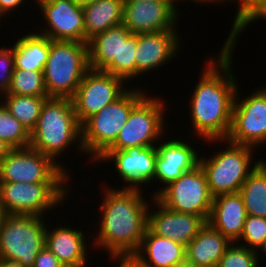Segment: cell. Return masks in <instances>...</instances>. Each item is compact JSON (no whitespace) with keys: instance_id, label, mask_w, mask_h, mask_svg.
I'll return each instance as SVG.
<instances>
[{"instance_id":"f546056e","label":"cell","mask_w":266,"mask_h":267,"mask_svg":"<svg viewBox=\"0 0 266 267\" xmlns=\"http://www.w3.org/2000/svg\"><path fill=\"white\" fill-rule=\"evenodd\" d=\"M5 94L48 96L43 71L15 69L9 90Z\"/></svg>"},{"instance_id":"d6986e66","label":"cell","mask_w":266,"mask_h":267,"mask_svg":"<svg viewBox=\"0 0 266 267\" xmlns=\"http://www.w3.org/2000/svg\"><path fill=\"white\" fill-rule=\"evenodd\" d=\"M206 223L207 220L200 215L170 210L155 197L152 198L148 209L147 228L159 237L171 239L184 246L198 235Z\"/></svg>"},{"instance_id":"e575fe53","label":"cell","mask_w":266,"mask_h":267,"mask_svg":"<svg viewBox=\"0 0 266 267\" xmlns=\"http://www.w3.org/2000/svg\"><path fill=\"white\" fill-rule=\"evenodd\" d=\"M15 70L14 46L0 47V94L7 93L11 84L12 74Z\"/></svg>"},{"instance_id":"e0dca14e","label":"cell","mask_w":266,"mask_h":267,"mask_svg":"<svg viewBox=\"0 0 266 267\" xmlns=\"http://www.w3.org/2000/svg\"><path fill=\"white\" fill-rule=\"evenodd\" d=\"M180 11L174 0L124 2L122 24L134 34L174 30L183 16Z\"/></svg>"},{"instance_id":"7bdbcfd3","label":"cell","mask_w":266,"mask_h":267,"mask_svg":"<svg viewBox=\"0 0 266 267\" xmlns=\"http://www.w3.org/2000/svg\"><path fill=\"white\" fill-rule=\"evenodd\" d=\"M4 216H5V213L0 209V232H1V227H2Z\"/></svg>"},{"instance_id":"83f0119b","label":"cell","mask_w":266,"mask_h":267,"mask_svg":"<svg viewBox=\"0 0 266 267\" xmlns=\"http://www.w3.org/2000/svg\"><path fill=\"white\" fill-rule=\"evenodd\" d=\"M48 96L3 94L1 103L29 132L35 127Z\"/></svg>"},{"instance_id":"9c48e42d","label":"cell","mask_w":266,"mask_h":267,"mask_svg":"<svg viewBox=\"0 0 266 267\" xmlns=\"http://www.w3.org/2000/svg\"><path fill=\"white\" fill-rule=\"evenodd\" d=\"M47 217L5 214L0 232V259L33 267L45 247Z\"/></svg>"},{"instance_id":"277c9868","label":"cell","mask_w":266,"mask_h":267,"mask_svg":"<svg viewBox=\"0 0 266 267\" xmlns=\"http://www.w3.org/2000/svg\"><path fill=\"white\" fill-rule=\"evenodd\" d=\"M206 146L218 143V151L206 154L202 149L200 154L199 165L206 175L208 187L211 195L237 193L240 191L248 175L262 161L257 159L255 153L257 150L250 146H244L230 142L228 139L206 140ZM222 143H224L222 145ZM225 146L224 148L222 146ZM257 160V161H256Z\"/></svg>"},{"instance_id":"d6a6232c","label":"cell","mask_w":266,"mask_h":267,"mask_svg":"<svg viewBox=\"0 0 266 267\" xmlns=\"http://www.w3.org/2000/svg\"><path fill=\"white\" fill-rule=\"evenodd\" d=\"M237 243L260 252L266 244V218L247 215L243 232Z\"/></svg>"},{"instance_id":"52a82bcc","label":"cell","mask_w":266,"mask_h":267,"mask_svg":"<svg viewBox=\"0 0 266 267\" xmlns=\"http://www.w3.org/2000/svg\"><path fill=\"white\" fill-rule=\"evenodd\" d=\"M163 97L160 96V93L157 96V94L152 95L151 92H148L133 107L115 142L107 150L156 146L168 134L166 127L170 126L167 118L165 119L166 113L169 114V108H167V101Z\"/></svg>"},{"instance_id":"ba28073f","label":"cell","mask_w":266,"mask_h":267,"mask_svg":"<svg viewBox=\"0 0 266 267\" xmlns=\"http://www.w3.org/2000/svg\"><path fill=\"white\" fill-rule=\"evenodd\" d=\"M70 184L0 182V209L5 214L48 216L53 212L54 215L53 210L60 208L71 195Z\"/></svg>"},{"instance_id":"f1b7e54d","label":"cell","mask_w":266,"mask_h":267,"mask_svg":"<svg viewBox=\"0 0 266 267\" xmlns=\"http://www.w3.org/2000/svg\"><path fill=\"white\" fill-rule=\"evenodd\" d=\"M176 5L178 6V3L181 4L182 0H174ZM191 2L196 5H203L207 3L208 4H219L220 6L229 4L228 2L233 3V5H236V13L233 16L234 21L231 23L232 27L230 29V32L228 33V38L226 39H234L238 40L241 37V34H243V31L248 30V26L251 27V24L254 22V0H183V2ZM178 2V3H177ZM200 2V4H199Z\"/></svg>"},{"instance_id":"6da1fadb","label":"cell","mask_w":266,"mask_h":267,"mask_svg":"<svg viewBox=\"0 0 266 267\" xmlns=\"http://www.w3.org/2000/svg\"><path fill=\"white\" fill-rule=\"evenodd\" d=\"M240 40L226 39L220 51L206 61L194 89L190 90V133L201 140L227 139L232 126L233 104L239 86L233 71L234 51ZM212 56V57H211ZM192 95V96H191ZM201 138V139H200Z\"/></svg>"},{"instance_id":"4fadbf2b","label":"cell","mask_w":266,"mask_h":267,"mask_svg":"<svg viewBox=\"0 0 266 267\" xmlns=\"http://www.w3.org/2000/svg\"><path fill=\"white\" fill-rule=\"evenodd\" d=\"M127 85L121 77L89 69L71 98L79 124L119 99L131 87Z\"/></svg>"},{"instance_id":"d4e9b609","label":"cell","mask_w":266,"mask_h":267,"mask_svg":"<svg viewBox=\"0 0 266 267\" xmlns=\"http://www.w3.org/2000/svg\"><path fill=\"white\" fill-rule=\"evenodd\" d=\"M31 31L19 33L22 35L14 40L15 69L44 71L50 50V38L33 29Z\"/></svg>"},{"instance_id":"f6af8a7d","label":"cell","mask_w":266,"mask_h":267,"mask_svg":"<svg viewBox=\"0 0 266 267\" xmlns=\"http://www.w3.org/2000/svg\"><path fill=\"white\" fill-rule=\"evenodd\" d=\"M124 2H145L147 0H123ZM148 1H152V0H148Z\"/></svg>"},{"instance_id":"5b68a950","label":"cell","mask_w":266,"mask_h":267,"mask_svg":"<svg viewBox=\"0 0 266 267\" xmlns=\"http://www.w3.org/2000/svg\"><path fill=\"white\" fill-rule=\"evenodd\" d=\"M139 83L81 125V143L91 165L115 142L133 107L147 94ZM133 88V89H132Z\"/></svg>"},{"instance_id":"ffe728a7","label":"cell","mask_w":266,"mask_h":267,"mask_svg":"<svg viewBox=\"0 0 266 267\" xmlns=\"http://www.w3.org/2000/svg\"><path fill=\"white\" fill-rule=\"evenodd\" d=\"M47 221L45 246L59 259L64 266L87 267L90 266L88 254L92 244L90 233L83 232L74 226H66L58 221L52 225ZM60 223V225H59ZM89 235V236H88ZM89 240V241H88ZM91 242V243H89ZM90 244V245H89ZM90 246V248H89ZM89 260V261H88Z\"/></svg>"},{"instance_id":"ab89813d","label":"cell","mask_w":266,"mask_h":267,"mask_svg":"<svg viewBox=\"0 0 266 267\" xmlns=\"http://www.w3.org/2000/svg\"><path fill=\"white\" fill-rule=\"evenodd\" d=\"M13 150L5 141L0 139V162Z\"/></svg>"},{"instance_id":"603a6c76","label":"cell","mask_w":266,"mask_h":267,"mask_svg":"<svg viewBox=\"0 0 266 267\" xmlns=\"http://www.w3.org/2000/svg\"><path fill=\"white\" fill-rule=\"evenodd\" d=\"M151 267H175L186 262V246L145 231L136 251Z\"/></svg>"},{"instance_id":"c3c4849f","label":"cell","mask_w":266,"mask_h":267,"mask_svg":"<svg viewBox=\"0 0 266 267\" xmlns=\"http://www.w3.org/2000/svg\"><path fill=\"white\" fill-rule=\"evenodd\" d=\"M194 267H216V266L199 265V266H194Z\"/></svg>"},{"instance_id":"bcb514c9","label":"cell","mask_w":266,"mask_h":267,"mask_svg":"<svg viewBox=\"0 0 266 267\" xmlns=\"http://www.w3.org/2000/svg\"><path fill=\"white\" fill-rule=\"evenodd\" d=\"M259 253H262L263 257H266V244H265L264 248L262 249V251H260Z\"/></svg>"},{"instance_id":"3957f363","label":"cell","mask_w":266,"mask_h":267,"mask_svg":"<svg viewBox=\"0 0 266 267\" xmlns=\"http://www.w3.org/2000/svg\"><path fill=\"white\" fill-rule=\"evenodd\" d=\"M29 147L50 157L72 175L60 158H64V154H68L66 152L70 153L71 147H76L78 154L85 156V152L81 143V125L70 98L48 97L45 100L40 117L30 132Z\"/></svg>"},{"instance_id":"f35d334b","label":"cell","mask_w":266,"mask_h":267,"mask_svg":"<svg viewBox=\"0 0 266 267\" xmlns=\"http://www.w3.org/2000/svg\"><path fill=\"white\" fill-rule=\"evenodd\" d=\"M266 22V0H254V23Z\"/></svg>"},{"instance_id":"7a4b0ae2","label":"cell","mask_w":266,"mask_h":267,"mask_svg":"<svg viewBox=\"0 0 266 267\" xmlns=\"http://www.w3.org/2000/svg\"><path fill=\"white\" fill-rule=\"evenodd\" d=\"M101 185L104 186H100L103 196L97 208L100 215L98 223H95L98 226L94 227L98 228L95 233L91 232L92 251L101 249V253L107 251L108 256L136 252L147 229L148 209L153 196H145L143 192L146 189L142 188H113L107 182ZM146 197L151 198L146 201Z\"/></svg>"},{"instance_id":"8fae6325","label":"cell","mask_w":266,"mask_h":267,"mask_svg":"<svg viewBox=\"0 0 266 267\" xmlns=\"http://www.w3.org/2000/svg\"><path fill=\"white\" fill-rule=\"evenodd\" d=\"M70 175L31 147L13 149L0 162V182L67 183Z\"/></svg>"},{"instance_id":"74e56055","label":"cell","mask_w":266,"mask_h":267,"mask_svg":"<svg viewBox=\"0 0 266 267\" xmlns=\"http://www.w3.org/2000/svg\"><path fill=\"white\" fill-rule=\"evenodd\" d=\"M27 1L28 0H0V27L2 25L1 21L3 20V18L7 19L6 17L10 16V13L13 12H15V14L18 13L16 10L18 9L20 10L21 7H24L26 9V7L23 5H26ZM30 1L31 3L33 2V0H29L27 4L32 6Z\"/></svg>"},{"instance_id":"4316f807","label":"cell","mask_w":266,"mask_h":267,"mask_svg":"<svg viewBox=\"0 0 266 267\" xmlns=\"http://www.w3.org/2000/svg\"><path fill=\"white\" fill-rule=\"evenodd\" d=\"M247 215L266 218V160L263 159L248 175L240 188Z\"/></svg>"},{"instance_id":"484cf974","label":"cell","mask_w":266,"mask_h":267,"mask_svg":"<svg viewBox=\"0 0 266 267\" xmlns=\"http://www.w3.org/2000/svg\"><path fill=\"white\" fill-rule=\"evenodd\" d=\"M123 0H99L83 7L85 43L123 20Z\"/></svg>"},{"instance_id":"ac0fdd59","label":"cell","mask_w":266,"mask_h":267,"mask_svg":"<svg viewBox=\"0 0 266 267\" xmlns=\"http://www.w3.org/2000/svg\"><path fill=\"white\" fill-rule=\"evenodd\" d=\"M180 33L178 29H174L137 34V48L134 53L137 80L142 75L147 76L157 69H162L163 66L171 63L172 59L177 58L178 53L181 54L182 43H185V39Z\"/></svg>"},{"instance_id":"b9f144b4","label":"cell","mask_w":266,"mask_h":267,"mask_svg":"<svg viewBox=\"0 0 266 267\" xmlns=\"http://www.w3.org/2000/svg\"><path fill=\"white\" fill-rule=\"evenodd\" d=\"M76 4H78L80 7H84L89 5L90 3H94L99 0H74Z\"/></svg>"},{"instance_id":"2e32d148","label":"cell","mask_w":266,"mask_h":267,"mask_svg":"<svg viewBox=\"0 0 266 267\" xmlns=\"http://www.w3.org/2000/svg\"><path fill=\"white\" fill-rule=\"evenodd\" d=\"M157 151L156 146L132 147L126 150H106L94 163H114L117 177L124 186L117 188L144 189L154 180ZM107 162V165H106ZM145 186V187H143Z\"/></svg>"},{"instance_id":"7c38bea8","label":"cell","mask_w":266,"mask_h":267,"mask_svg":"<svg viewBox=\"0 0 266 267\" xmlns=\"http://www.w3.org/2000/svg\"><path fill=\"white\" fill-rule=\"evenodd\" d=\"M155 198L172 211L200 215L206 220L213 203L206 175L200 165L169 183Z\"/></svg>"},{"instance_id":"4dcf8cb0","label":"cell","mask_w":266,"mask_h":267,"mask_svg":"<svg viewBox=\"0 0 266 267\" xmlns=\"http://www.w3.org/2000/svg\"><path fill=\"white\" fill-rule=\"evenodd\" d=\"M0 139L13 149H23L30 145V132L0 103Z\"/></svg>"},{"instance_id":"5bb4252c","label":"cell","mask_w":266,"mask_h":267,"mask_svg":"<svg viewBox=\"0 0 266 267\" xmlns=\"http://www.w3.org/2000/svg\"><path fill=\"white\" fill-rule=\"evenodd\" d=\"M167 135L169 136L167 137ZM167 135L156 145L155 177L151 187L153 188L154 182L156 184L159 182L158 184L162 187L159 186L158 190L153 189V197L169 183L177 180L185 172L191 171L199 165L201 153L199 150L201 149L197 150V146L193 144V141H189V135L186 134L187 138L183 135L177 138L176 135L173 136L169 132Z\"/></svg>"},{"instance_id":"8992f818","label":"cell","mask_w":266,"mask_h":267,"mask_svg":"<svg viewBox=\"0 0 266 267\" xmlns=\"http://www.w3.org/2000/svg\"><path fill=\"white\" fill-rule=\"evenodd\" d=\"M89 69L88 43L50 39L43 71L48 97L71 99Z\"/></svg>"},{"instance_id":"1f68e13d","label":"cell","mask_w":266,"mask_h":267,"mask_svg":"<svg viewBox=\"0 0 266 267\" xmlns=\"http://www.w3.org/2000/svg\"><path fill=\"white\" fill-rule=\"evenodd\" d=\"M137 48V34L132 33L126 40H122L120 62H111L103 71L123 78L127 83L136 80L135 50Z\"/></svg>"},{"instance_id":"cb8c5ba5","label":"cell","mask_w":266,"mask_h":267,"mask_svg":"<svg viewBox=\"0 0 266 267\" xmlns=\"http://www.w3.org/2000/svg\"><path fill=\"white\" fill-rule=\"evenodd\" d=\"M131 31L123 24L107 29L88 42L89 67L104 70L111 62H120L122 40H126Z\"/></svg>"},{"instance_id":"7402d4cb","label":"cell","mask_w":266,"mask_h":267,"mask_svg":"<svg viewBox=\"0 0 266 267\" xmlns=\"http://www.w3.org/2000/svg\"><path fill=\"white\" fill-rule=\"evenodd\" d=\"M231 242L208 223L186 246V262L194 265L217 266Z\"/></svg>"},{"instance_id":"836d02e7","label":"cell","mask_w":266,"mask_h":267,"mask_svg":"<svg viewBox=\"0 0 266 267\" xmlns=\"http://www.w3.org/2000/svg\"><path fill=\"white\" fill-rule=\"evenodd\" d=\"M260 253L237 242L231 243L216 267H255Z\"/></svg>"},{"instance_id":"60d3db41","label":"cell","mask_w":266,"mask_h":267,"mask_svg":"<svg viewBox=\"0 0 266 267\" xmlns=\"http://www.w3.org/2000/svg\"><path fill=\"white\" fill-rule=\"evenodd\" d=\"M0 267H24V266L19 262L0 259Z\"/></svg>"},{"instance_id":"8d00e7d4","label":"cell","mask_w":266,"mask_h":267,"mask_svg":"<svg viewBox=\"0 0 266 267\" xmlns=\"http://www.w3.org/2000/svg\"><path fill=\"white\" fill-rule=\"evenodd\" d=\"M59 259L45 246L36 256L33 267H62Z\"/></svg>"},{"instance_id":"d590c367","label":"cell","mask_w":266,"mask_h":267,"mask_svg":"<svg viewBox=\"0 0 266 267\" xmlns=\"http://www.w3.org/2000/svg\"><path fill=\"white\" fill-rule=\"evenodd\" d=\"M111 263H117V267H151L139 254L136 252L116 253L109 256ZM114 260V261H113Z\"/></svg>"},{"instance_id":"7dc6e473","label":"cell","mask_w":266,"mask_h":267,"mask_svg":"<svg viewBox=\"0 0 266 267\" xmlns=\"http://www.w3.org/2000/svg\"><path fill=\"white\" fill-rule=\"evenodd\" d=\"M260 259H261V260H260ZM260 259L257 261V263H256L255 267H259V266H260L259 264L261 263V261H262L263 257H262V258L260 257Z\"/></svg>"},{"instance_id":"9a60e30c","label":"cell","mask_w":266,"mask_h":267,"mask_svg":"<svg viewBox=\"0 0 266 267\" xmlns=\"http://www.w3.org/2000/svg\"><path fill=\"white\" fill-rule=\"evenodd\" d=\"M35 3L43 22V26L35 24L40 30L35 28V32L51 40L85 42L83 7L74 0H37Z\"/></svg>"},{"instance_id":"44dd1931","label":"cell","mask_w":266,"mask_h":267,"mask_svg":"<svg viewBox=\"0 0 266 267\" xmlns=\"http://www.w3.org/2000/svg\"><path fill=\"white\" fill-rule=\"evenodd\" d=\"M246 218V208L239 192L221 194L213 197L207 223L233 243L239 241Z\"/></svg>"},{"instance_id":"ee69618b","label":"cell","mask_w":266,"mask_h":267,"mask_svg":"<svg viewBox=\"0 0 266 267\" xmlns=\"http://www.w3.org/2000/svg\"><path fill=\"white\" fill-rule=\"evenodd\" d=\"M175 267H194V265H192V264H190L188 262H184V263L179 264V265H177Z\"/></svg>"},{"instance_id":"30bf717a","label":"cell","mask_w":266,"mask_h":267,"mask_svg":"<svg viewBox=\"0 0 266 267\" xmlns=\"http://www.w3.org/2000/svg\"><path fill=\"white\" fill-rule=\"evenodd\" d=\"M238 86L232 115V126L227 139L235 144L257 150L266 145V84L254 88L250 94L240 95ZM243 96V97H242ZM264 145V147H263ZM259 147V148H258Z\"/></svg>"}]
</instances>
